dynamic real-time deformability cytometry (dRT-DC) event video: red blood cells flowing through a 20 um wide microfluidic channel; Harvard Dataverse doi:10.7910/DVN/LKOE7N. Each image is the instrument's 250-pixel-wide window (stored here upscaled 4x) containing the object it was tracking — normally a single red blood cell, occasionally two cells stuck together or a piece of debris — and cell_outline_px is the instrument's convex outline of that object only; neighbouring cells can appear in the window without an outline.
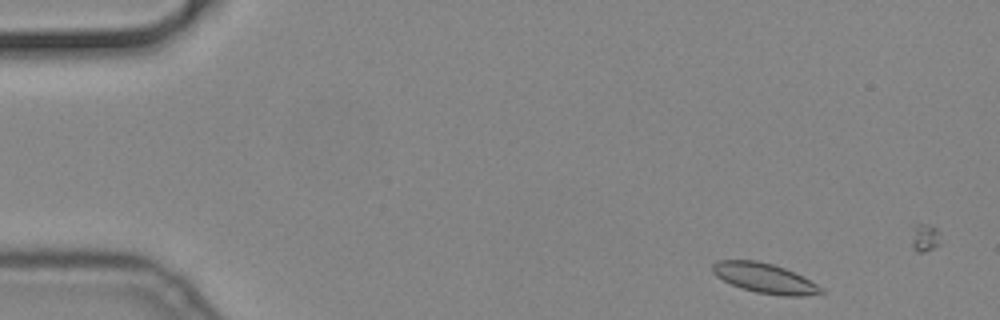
{"species": "common noctule bat (a hibernating species)", "species_latin": "Nyctalus noctula", "temperature_condition": "cold", "stored_images_in_passage": 12, "camera_frame_rate_fps": 3000, "um_per_image_px": 0.085, "animal": {"sex": "male", "body_mass_g": 19.2, "forearm_length_mm": 51.8}, "frame": {"image": 1, "passage_image": 3, "time_ms": 0.667, "image_size_px": [1000, 320], "cell_outline_px": [[824, 292], [804, 296], [780, 296], [756, 292], [740, 288], [716, 276], [712, 272], [712, 264], [720, 260], [756, 260], [772, 264], [796, 272], [824, 288]], "centroid_in_image_um": [65.02, 23.65], "position_along_channel_um": 20.0, "area_um2": 18.96}}